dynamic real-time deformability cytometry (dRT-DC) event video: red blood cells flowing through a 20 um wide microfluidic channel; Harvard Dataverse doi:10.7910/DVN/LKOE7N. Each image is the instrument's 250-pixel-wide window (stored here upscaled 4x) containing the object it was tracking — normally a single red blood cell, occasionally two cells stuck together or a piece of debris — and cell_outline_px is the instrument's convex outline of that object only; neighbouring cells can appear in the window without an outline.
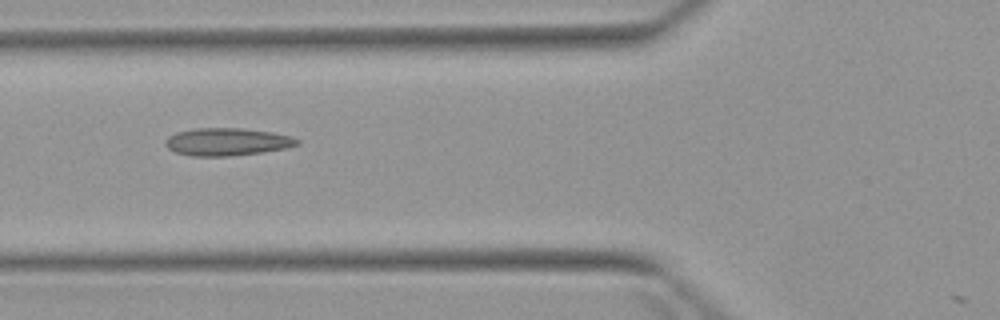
{"species": "Egyptian fruit bat (a non-hibernating species)", "species_latin": "Rousettus aegyptiacus", "temperature_condition": "warm", "stored_images_in_passage": 6, "camera_frame_rate_fps": 3000, "um_per_image_px": 0.085, "animal": {"sex": "female"}, "frame": {"image": 1, "passage_image": 5, "time_ms": 4.667, "image_size_px": [1000, 320], "cell_outline_px": [[300, 144], [284, 148], [260, 152], [228, 156], [192, 156], [176, 152], [168, 148], [164, 144], [164, 140], [168, 136], [176, 132], [196, 128], [244, 128], [272, 132], [292, 136], [300, 140]], "centroid_in_image_um": [19.28, 12.04], "position_along_channel_um": 106.5, "area_um2": 21.21}}
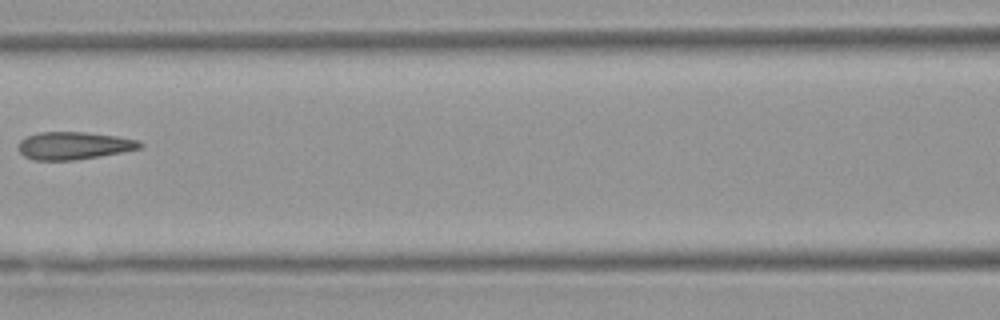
{"frame": {"image": 2, "passage_image": 6, "time_ms": 6.0, "image_size_px": [1000, 320], "cell_outline_px": [[144, 144], [140, 148], [120, 152], [72, 160], [32, 160], [24, 156], [16, 148], [20, 140], [28, 136], [40, 132], [88, 132], [116, 136], [140, 140]], "centroid_in_image_um": [6.24, 12.37], "position_along_channel_um": 160.4, "area_um2": 19.48}}